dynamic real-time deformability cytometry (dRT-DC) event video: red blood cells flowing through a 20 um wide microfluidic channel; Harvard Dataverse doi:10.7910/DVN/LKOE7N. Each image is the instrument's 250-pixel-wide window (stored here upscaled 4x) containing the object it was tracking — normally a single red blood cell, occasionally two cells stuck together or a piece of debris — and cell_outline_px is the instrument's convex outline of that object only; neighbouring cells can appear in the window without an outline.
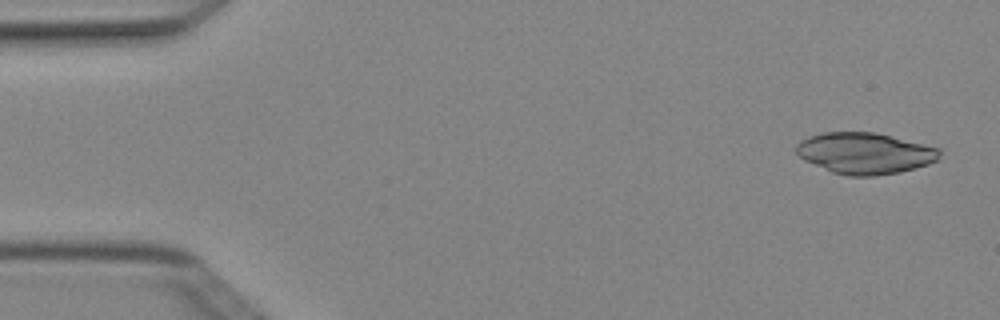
{"species": "Egyptian fruit bat (a non-hibernating species)", "species_latin": "Rousettus aegyptiacus", "temperature_condition": "cold", "stored_images_in_passage": 3, "camera_frame_rate_fps": 3000, "um_per_image_px": 0.085, "animal": {"sex": "female"}, "frame": {"image": 1, "passage_image": 1, "time_ms": 0.0, "image_size_px": [1000, 320], "cell_outline_px": [[940, 160], [928, 164], [900, 172], [872, 176], [848, 176], [832, 172], [804, 160], [796, 152], [796, 144], [800, 140], [808, 136], [824, 132], [876, 132], [940, 148]], "centroid_in_image_um": [73.52, 13.02], "position_along_channel_um": 11.5, "area_um2": 34.56}}